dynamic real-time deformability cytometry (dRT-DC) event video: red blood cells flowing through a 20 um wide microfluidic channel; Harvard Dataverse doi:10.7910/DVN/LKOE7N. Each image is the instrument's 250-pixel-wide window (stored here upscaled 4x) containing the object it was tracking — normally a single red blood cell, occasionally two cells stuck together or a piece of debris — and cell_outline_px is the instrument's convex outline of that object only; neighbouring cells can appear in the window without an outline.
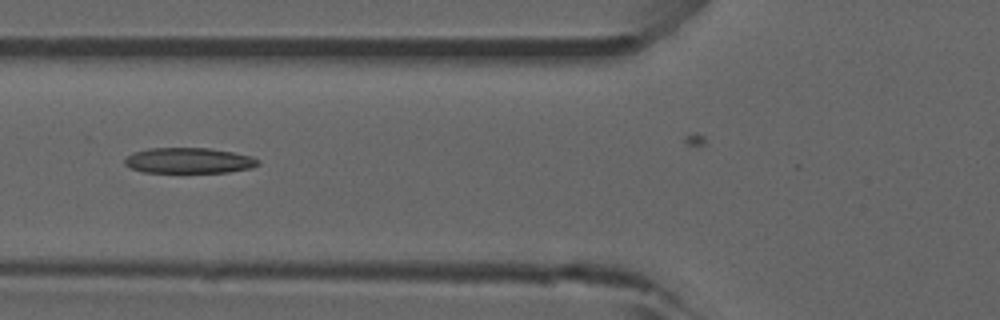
{"species": "common noctule bat (a hibernating species)", "species_latin": "Nyctalus noctula", "temperature_condition": "room temperature", "stored_images_in_passage": 32, "camera_frame_rate_fps": 3000, "um_per_image_px": 0.085, "animal": {"sex": "male", "forearm_length_mm": 52.5}, "frame": {"image": 1, "passage_image": 5, "time_ms": 1.333, "image_size_px": [1000, 320], "cell_outline_px": [[260, 164], [252, 168], [228, 172], [144, 172], [132, 168], [124, 164], [124, 160], [132, 152], [148, 148], [212, 148], [252, 156], [260, 160]], "centroid_in_image_um": [16.08, 13.64], "position_along_channel_um": 109.7, "area_um2": 19.94}}